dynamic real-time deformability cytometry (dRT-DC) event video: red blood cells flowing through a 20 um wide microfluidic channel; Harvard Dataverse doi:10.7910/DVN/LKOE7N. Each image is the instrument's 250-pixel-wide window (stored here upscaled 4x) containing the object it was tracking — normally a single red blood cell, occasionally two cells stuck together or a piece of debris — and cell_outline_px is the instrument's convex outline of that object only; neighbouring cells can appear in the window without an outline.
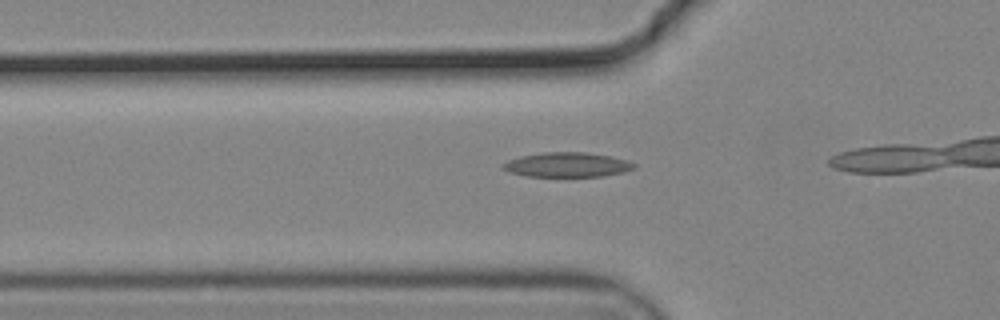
{"species": "common noctule bat (a hibernating species)", "species_latin": "Nyctalus noctula", "temperature_condition": "cold", "stored_images_in_passage": 35, "camera_frame_rate_fps": 3000, "um_per_image_px": 0.085, "animal": {"sex": "male", "body_mass_g": 19.2, "forearm_length_mm": 51.8}, "frame": {"image": 1, "passage_image": 10, "time_ms": 3.0, "image_size_px": [1000, 320], "cell_outline_px": [[636, 168], [624, 172], [604, 176], [524, 176], [508, 172], [500, 168], [500, 164], [508, 160], [520, 156], [540, 152], [584, 152], [608, 156], [628, 160], [636, 164]], "centroid_in_image_um": [48.16, 14.0], "position_along_channel_um": 77.6, "area_um2": 19.02}}
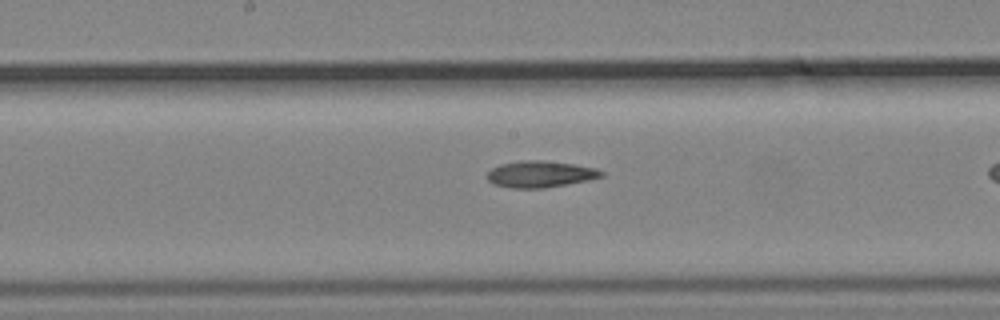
{"frame": {"image": 2, "passage_image": 20, "time_ms": 6.333, "image_size_px": [1000, 320], "cell_outline_px": [[604, 176], [588, 180], [544, 188], [512, 188], [492, 184], [484, 176], [492, 168], [500, 164], [520, 160], [544, 160], [572, 164], [596, 168], [604, 172]], "centroid_in_image_um": [45.88, 14.8], "position_along_channel_um": 202.3, "area_um2": 17.74}}
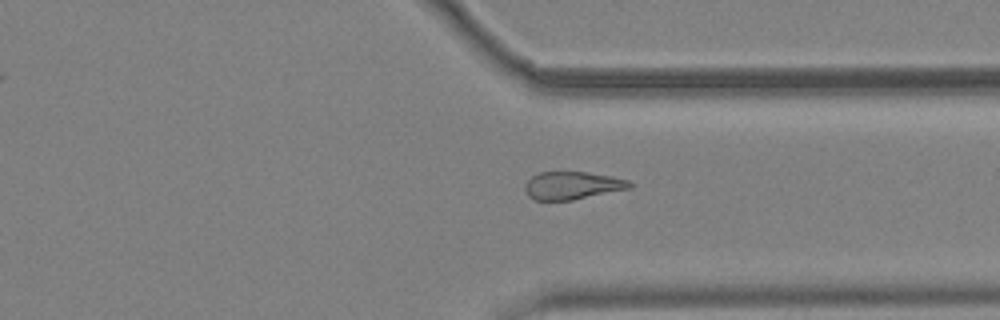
{"frame": {"image": 3, "passage_image": 33, "time_ms": 10.667, "image_size_px": [1000, 320], "cell_outline_px": [[632, 188], [572, 200], [532, 200], [528, 196], [524, 188], [524, 184], [532, 176], [540, 172], [588, 172], [628, 180], [632, 184]], "centroid_in_image_um": [48.62, 15.77], "position_along_channel_um": 362.8, "area_um2": 16.94}}